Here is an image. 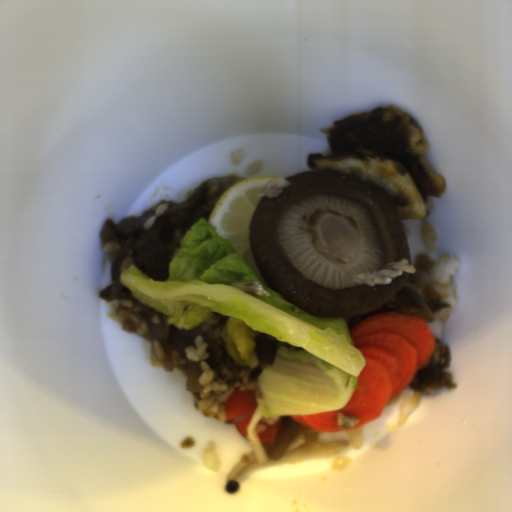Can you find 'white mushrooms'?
Segmentation results:
<instances>
[{
    "mask_svg": "<svg viewBox=\"0 0 512 512\" xmlns=\"http://www.w3.org/2000/svg\"><path fill=\"white\" fill-rule=\"evenodd\" d=\"M257 405L247 424V439L252 449L246 457L237 463L226 478L225 491L235 493L240 488L238 482L248 471L273 464H294L314 457H327L340 454L349 448V442L335 440L331 442H307L296 448H291L281 455L279 460L267 455L265 446L259 439L256 429L262 419L264 397L258 389L256 392Z\"/></svg>",
    "mask_w": 512,
    "mask_h": 512,
    "instance_id": "1",
    "label": "white mushrooms"
}]
</instances>
